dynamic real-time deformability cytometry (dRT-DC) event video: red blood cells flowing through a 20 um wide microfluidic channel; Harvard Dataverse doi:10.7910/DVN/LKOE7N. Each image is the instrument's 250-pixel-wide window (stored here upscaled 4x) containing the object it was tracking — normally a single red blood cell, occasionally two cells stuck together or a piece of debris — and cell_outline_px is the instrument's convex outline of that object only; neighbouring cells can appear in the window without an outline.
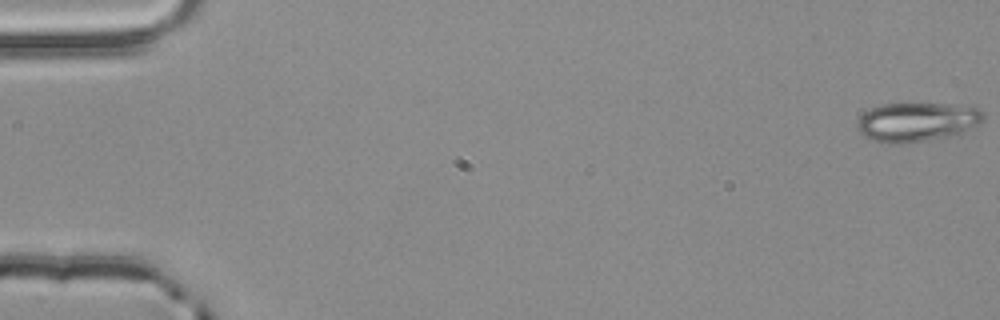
{"species": "common noctule bat (a hibernating species)", "species_latin": "Nyctalus noctula", "temperature_condition": "room temperature", "stored_images_in_passage": 55, "camera_frame_rate_fps": 3000, "um_per_image_px": 0.085, "animal": {"sex": "male", "body_mass_g": 20.4}, "frame": {"image": 1, "passage_image": 1, "time_ms": 0.0, "image_size_px": [1000, 320], "cell_outline_px": [[984, 120], [980, 124], [956, 136], [908, 144], [888, 144], [872, 140], [864, 136], [856, 128], [856, 120], [864, 112], [872, 108], [884, 104], [908, 100], [912, 100], [976, 104], [984, 112]], "centroid_in_image_um": [78.04, 10.3], "position_along_channel_um": 7.0, "area_um2": 31.21}}
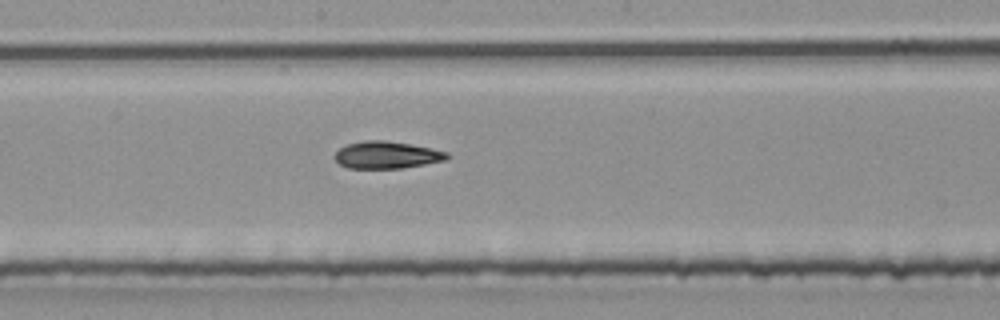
{"frame": {"image": 2, "passage_image": 30, "time_ms": 9.667, "image_size_px": [1000, 320], "cell_outline_px": [[448, 156], [444, 160], [424, 164], [400, 168], [348, 168], [340, 164], [332, 156], [340, 148], [348, 144], [364, 140], [384, 140], [432, 148], [448, 152]], "centroid_in_image_um": [32.83, 13.17], "position_along_channel_um": 215.4, "area_um2": 17.57}}
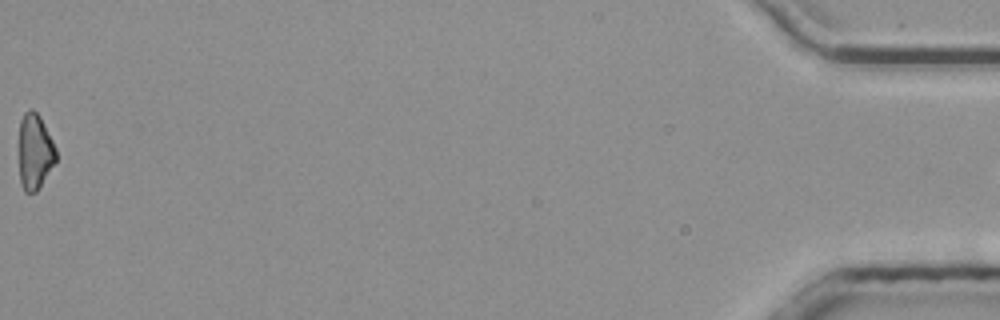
{"frame": {"image": 3, "passage_image": 55, "time_ms": 18.0, "image_size_px": [1000, 320], "cell_outline_px": [[56, 160], [36, 192], [24, 192], [20, 184], [20, 120], [24, 112], [28, 108], [32, 108], [40, 116], [56, 148]], "centroid_in_image_um": [2.95, 12.86], "position_along_channel_um": 432.2, "area_um2": 16.13}, "authors_computed_cell_mechanics": {"area_um2": 18.0914, "velocity_mm_per_s": 3.8921, "shape_relaxation_time_tau1_ms": 8.8589, "shape_relaxation_time_tau2_ms": 4.108, "deformation_change_tau1": 0.1932, "deformation_change_tau2": 0.1115}}